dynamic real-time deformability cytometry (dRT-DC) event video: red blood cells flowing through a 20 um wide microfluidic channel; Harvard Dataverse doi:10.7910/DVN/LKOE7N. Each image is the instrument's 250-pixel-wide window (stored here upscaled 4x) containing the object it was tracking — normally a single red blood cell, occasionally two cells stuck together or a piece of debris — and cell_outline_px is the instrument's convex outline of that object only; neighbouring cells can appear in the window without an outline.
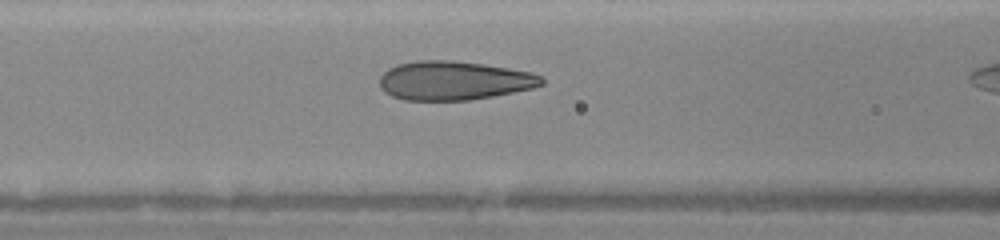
{"species": "human", "species_latin": "Homo sapiens", "temperature_condition": "warm", "stored_images_in_passage": 16, "camera_frame_rate_fps": 3000, "um_per_image_px": 0.085, "donor": {"sex": "female"}, "frame": {"image": 1, "passage_image": 12, "time_ms": 3.667, "image_size_px": [1000, 240], "cell_outline_px": [[544, 84], [532, 88], [492, 96], [468, 100], [404, 100], [392, 96], [384, 92], [380, 88], [380, 76], [388, 68], [396, 64], [416, 60], [452, 60], [484, 64], [532, 72], [544, 76]], "centroid_in_image_um": [38.57, 6.84], "position_along_channel_um": 128.0, "area_um2": 36.93}}